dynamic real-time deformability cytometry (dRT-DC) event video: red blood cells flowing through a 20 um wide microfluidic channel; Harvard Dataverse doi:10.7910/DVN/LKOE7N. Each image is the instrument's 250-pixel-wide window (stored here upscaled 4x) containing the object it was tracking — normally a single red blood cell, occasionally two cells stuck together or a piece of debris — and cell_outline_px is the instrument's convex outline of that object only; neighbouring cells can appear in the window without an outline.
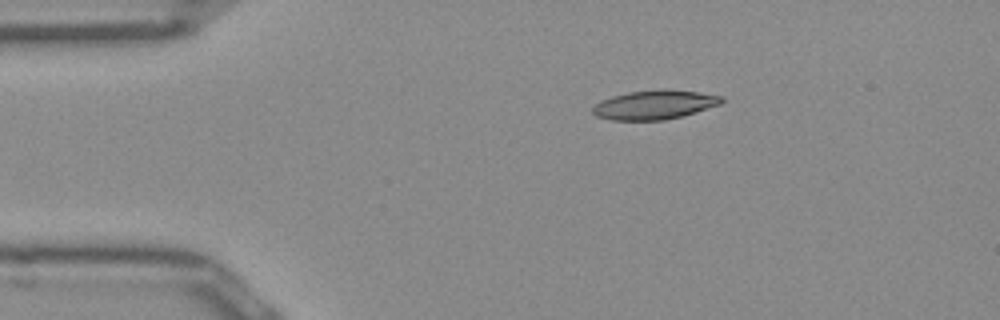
{"species": "Egyptian fruit bat (a non-hibernating species)", "species_latin": "Rousettus aegyptiacus", "temperature_condition": "room temperature", "stored_images_in_passage": 43, "camera_frame_rate_fps": 3000, "um_per_image_px": 0.085, "frame": {"image": 1, "passage_image": 1, "time_ms": 0.0, "image_size_px": [1000, 320], "cell_outline_px": [[724, 100], [720, 104], [680, 116], [664, 120], [612, 120], [596, 116], [592, 112], [592, 108], [596, 104], [612, 96], [628, 92], [700, 92], [724, 96]], "centroid_in_image_um": [55.6, 8.95], "position_along_channel_um": 29.4, "area_um2": 20.75}}
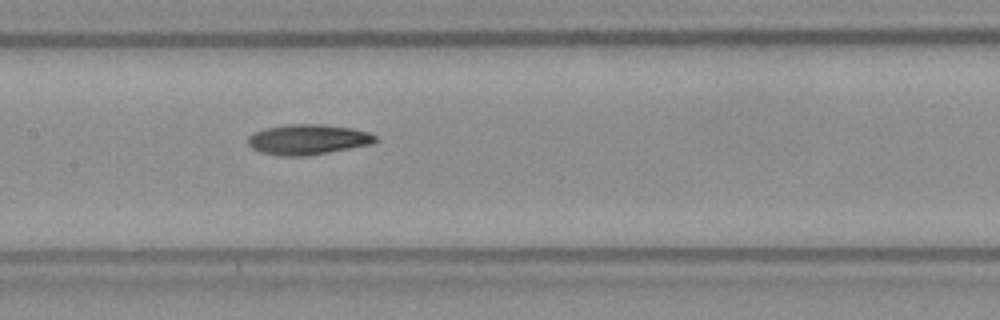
{"frame": {"image": 2, "passage_image": 16, "time_ms": 5.0, "image_size_px": [1000, 320], "cell_outline_px": [[376, 140], [372, 144], [308, 156], [280, 156], [260, 152], [252, 148], [248, 144], [248, 136], [264, 128], [288, 124], [324, 124], [352, 128], [368, 132], [376, 136]], "centroid_in_image_um": [26.16, 11.86], "position_along_channel_um": 181.2, "area_um2": 22.54}}
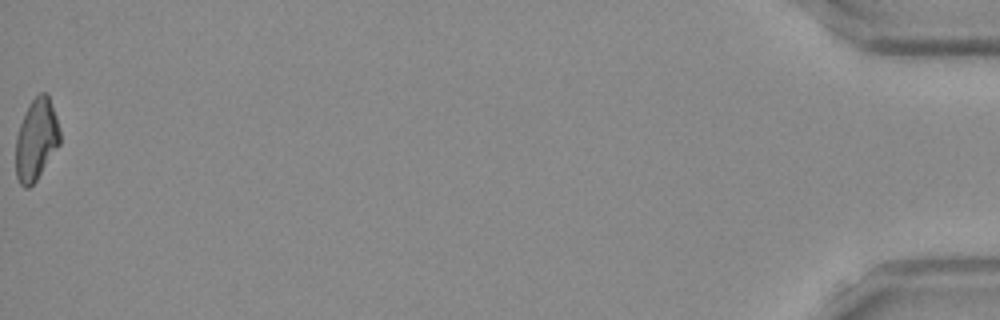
{"frame": {"image": 3, "passage_image": 43, "time_ms": 14.0, "image_size_px": [1000, 320], "cell_outline_px": [[60, 144], [36, 180], [28, 188], [24, 188], [20, 184], [16, 176], [16, 136], [20, 124], [28, 104], [40, 92], [48, 92], [60, 128]], "centroid_in_image_um": [3.09, 11.84], "position_along_channel_um": 432.1, "area_um2": 21.04}, "authors_computed_cell_mechanics": {"area_um2": 21.5594, "velocity_mm_per_s": 3.9721, "shape_relaxation_time_tau1_ms": 8.4884, "shape_relaxation_time_tau2_ms": 10.374, "deformation_change_tau1": 0.2254, "deformation_change_tau2": 0.2138}}